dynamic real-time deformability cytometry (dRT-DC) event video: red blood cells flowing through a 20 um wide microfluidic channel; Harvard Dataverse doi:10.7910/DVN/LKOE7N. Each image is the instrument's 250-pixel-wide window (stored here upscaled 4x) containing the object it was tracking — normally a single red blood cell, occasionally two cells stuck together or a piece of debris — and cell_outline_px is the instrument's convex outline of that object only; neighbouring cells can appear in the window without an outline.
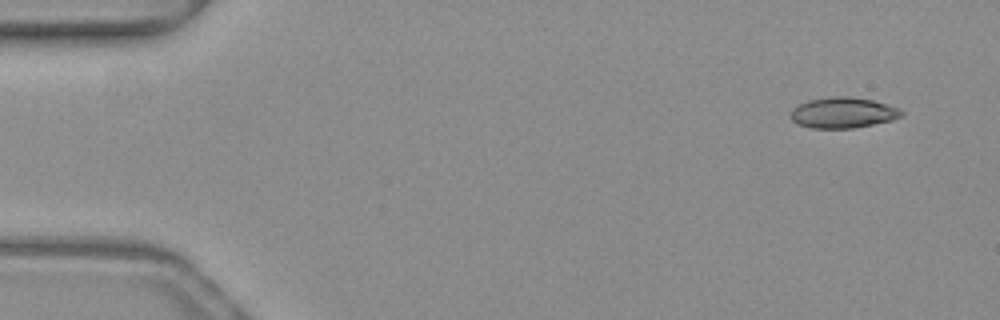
{"species": "common noctule bat (a hibernating species)", "species_latin": "Nyctalus noctula", "temperature_condition": "warm", "stored_images_in_passage": 41, "camera_frame_rate_fps": 3000, "um_per_image_px": 0.085, "animal": {"sex": "female", "body_mass_g": 19.3, "forearm_length_mm": 54.1}, "frame": {"image": 1, "passage_image": 1, "time_ms": 0.0, "image_size_px": [1000, 320], "cell_outline_px": [[904, 116], [892, 120], [852, 128], [812, 128], [796, 124], [788, 116], [792, 108], [808, 100], [828, 96], [848, 96], [872, 100], [900, 108], [904, 112]], "centroid_in_image_um": [71.63, 9.57], "position_along_channel_um": 13.4, "area_um2": 20.06}}
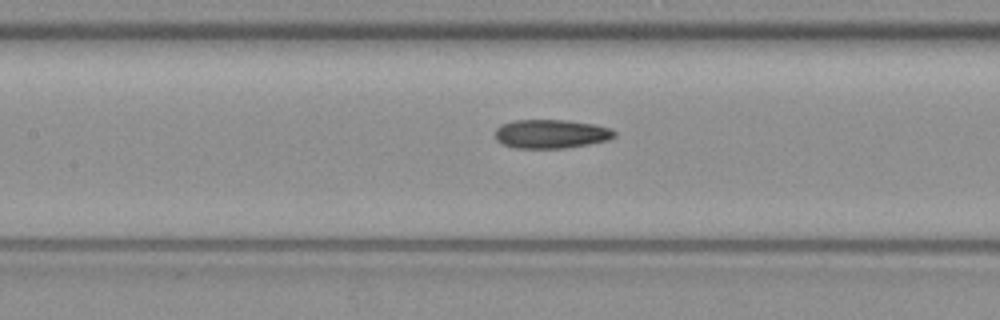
{"frame": {"image": 2, "passage_image": 21, "time_ms": 6.667, "image_size_px": [1000, 320], "cell_outline_px": [[616, 136], [608, 140], [568, 148], [516, 148], [504, 144], [496, 140], [496, 128], [500, 124], [516, 120], [564, 120], [592, 124], [608, 128], [616, 132]], "centroid_in_image_um": [46.83, 11.38], "position_along_channel_um": 160.6, "area_um2": 19.94}}
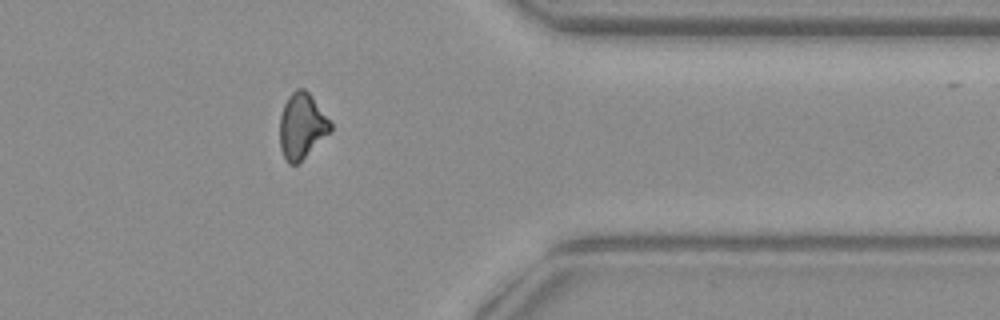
{"frame": {"image": 3, "passage_image": 39, "time_ms": 12.667, "image_size_px": [1000, 320], "cell_outline_px": [[332, 128], [296, 164], [288, 164], [284, 160], [280, 148], [280, 116], [284, 104], [288, 96], [296, 88], [304, 88], [308, 92], [332, 124]], "centroid_in_image_um": [25.6, 10.69], "position_along_channel_um": 385.8, "area_um2": 18.79}}